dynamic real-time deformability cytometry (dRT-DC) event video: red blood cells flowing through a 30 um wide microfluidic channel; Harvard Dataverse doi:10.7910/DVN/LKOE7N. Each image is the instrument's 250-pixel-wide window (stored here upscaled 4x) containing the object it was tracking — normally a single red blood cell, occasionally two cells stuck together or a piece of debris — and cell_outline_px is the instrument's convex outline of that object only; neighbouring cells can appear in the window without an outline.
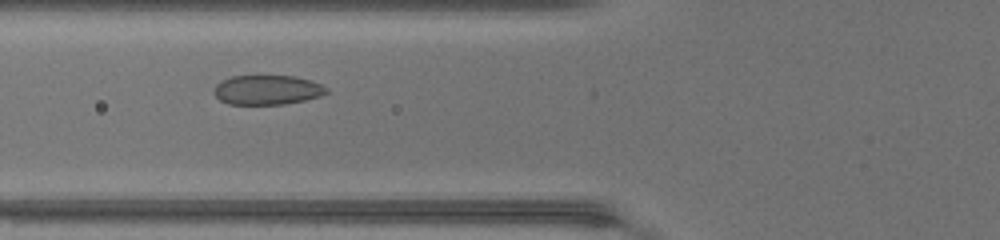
{"species": "common noctule bat (a hibernating species)", "species_latin": "Nyctalus noctula", "temperature_condition": "warm", "stored_images_in_passage": 39, "camera_frame_rate_fps": 3000, "um_per_image_px": 0.085, "animal": {"sex": "female", "body_mass_g": 17.0, "forearm_length_mm": 48.0}, "frame": {"image": 1, "passage_image": 10, "time_ms": 3.0, "image_size_px": [1000, 240], "cell_outline_px": [[328, 92], [320, 96], [304, 100], [284, 104], [228, 104], [220, 100], [212, 92], [216, 84], [220, 80], [232, 76], [292, 76], [312, 80], [328, 88]], "centroid_in_image_um": [22.69, 7.64], "position_along_channel_um": 103.1, "area_um2": 19.42}}
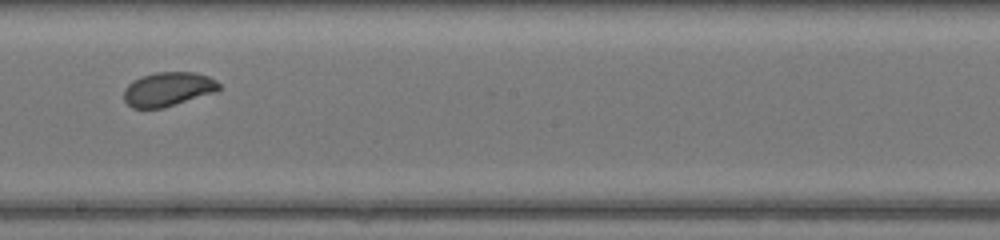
{"frame": {"image": 2, "passage_image": 19, "time_ms": 6.0, "image_size_px": [1000, 240], "cell_outline_px": [[220, 88], [216, 92], [164, 108], [132, 108], [124, 100], [124, 88], [132, 80], [140, 76], [156, 72], [196, 72], [208, 76], [216, 80], [220, 84]], "centroid_in_image_um": [14.28, 7.57], "position_along_channel_um": 233.9, "area_um2": 19.13}}
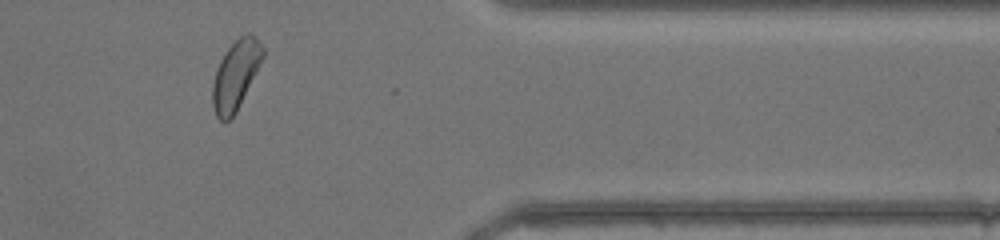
{"frame": {"image": 3, "passage_image": 31, "time_ms": 10.0, "image_size_px": [1000, 240], "cell_outline_px": [[264, 56], [236, 112], [228, 120], [220, 120], [216, 116], [212, 104], [212, 84], [216, 68], [220, 60], [228, 48], [240, 36], [248, 32], [264, 48]], "centroid_in_image_um": [20.01, 6.39], "position_along_channel_um": 391.4, "area_um2": 19.83}, "authors_computed_cell_mechanics": {"area_um2": 19.8254, "velocity_mm_per_s": 4.3693, "shape_relaxation_time_tau1_ms": 1.8402, "shape_relaxation_time_tau2_ms": null, "deformation_change_tau1": 0.1, "deformation_change_tau2": null}}